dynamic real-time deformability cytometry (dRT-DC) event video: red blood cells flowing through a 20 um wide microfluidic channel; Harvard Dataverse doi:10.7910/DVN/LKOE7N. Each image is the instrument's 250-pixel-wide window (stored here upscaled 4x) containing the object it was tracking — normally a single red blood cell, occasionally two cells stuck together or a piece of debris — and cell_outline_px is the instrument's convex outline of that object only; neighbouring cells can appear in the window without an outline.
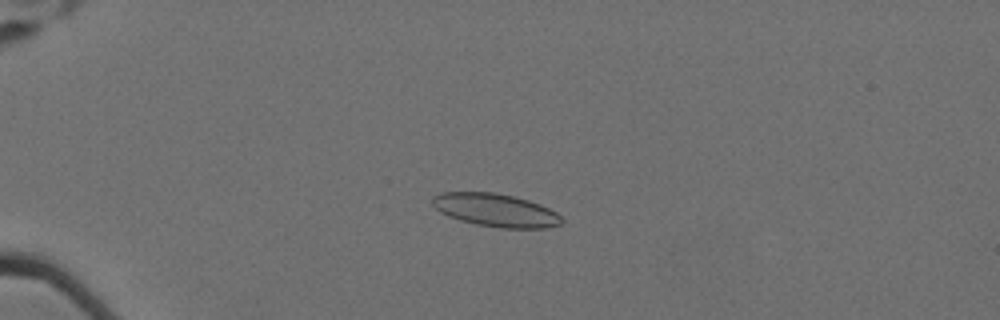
{"species": "Egyptian fruit bat (a non-hibernating species)", "species_latin": "Rousettus aegyptiacus", "temperature_condition": "cold", "stored_images_in_passage": 60, "camera_frame_rate_fps": 3000, "um_per_image_px": 0.085, "animal": {"sex": "female"}, "frame": {"image": 1, "passage_image": 16, "time_ms": 5.0, "image_size_px": [1000, 320], "cell_outline_px": [[564, 220], [560, 224], [548, 228], [500, 228], [476, 224], [460, 220], [448, 216], [440, 212], [432, 204], [432, 196], [440, 192], [492, 192], [512, 196], [528, 200], [540, 204], [556, 212]], "centroid_in_image_um": [42.12, 17.86], "position_along_channel_um": 42.9, "area_um2": 24.91}}
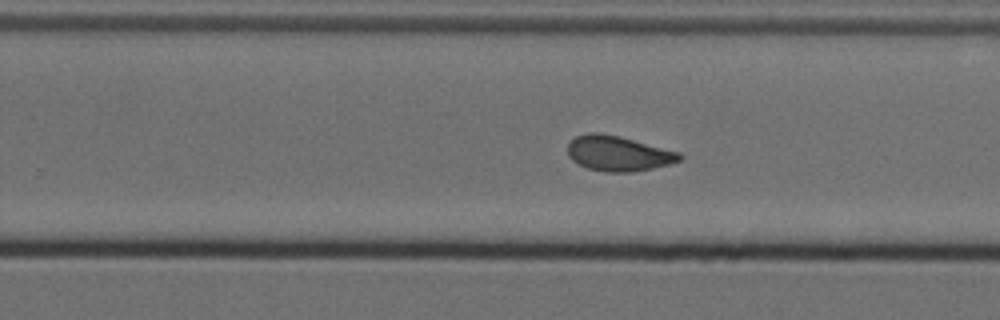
{"frame": {"image": 2, "passage_image": 40, "time_ms": 13.0, "image_size_px": [1000, 320], "cell_outline_px": [[684, 156], [680, 160], [668, 164], [652, 168], [632, 172], [604, 172], [588, 168], [572, 160], [568, 156], [568, 144], [576, 136], [588, 132], [596, 132], [620, 136], [680, 152]], "centroid_in_image_um": [52.55, 13.04], "position_along_channel_um": 277.2, "area_um2": 22.89}}
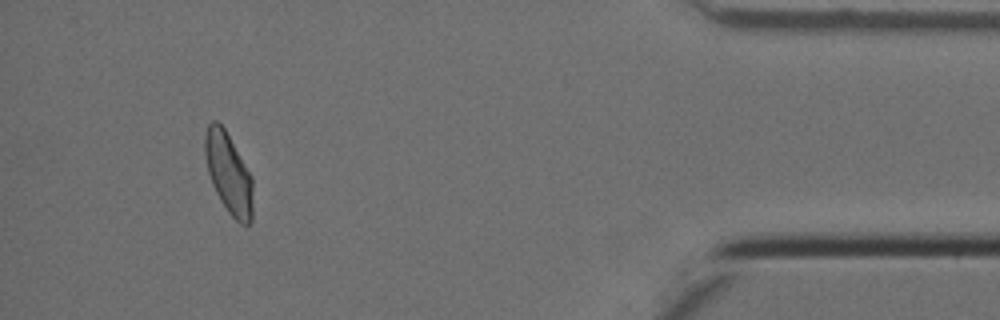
{"frame": {"image": 3, "passage_image": 56, "time_ms": 18.333, "image_size_px": [1000, 320], "cell_outline_px": [[252, 220], [248, 224], [240, 224], [228, 212], [220, 200], [212, 184], [208, 172], [204, 152], [204, 136], [208, 124], [212, 120], [216, 120], [224, 128], [252, 176]], "centroid_in_image_um": [19.42, 14.72], "position_along_channel_um": 415.8, "area_um2": 22.43}, "authors_computed_cell_mechanics": {"area_um2": 23.0622, "velocity_mm_per_s": 3.4905, "shape_relaxation_time_tau1_ms": null, "shape_relaxation_time_tau2_ms": 1.9058, "deformation_change_tau1": null, "deformation_change_tau2": 0.0775}}